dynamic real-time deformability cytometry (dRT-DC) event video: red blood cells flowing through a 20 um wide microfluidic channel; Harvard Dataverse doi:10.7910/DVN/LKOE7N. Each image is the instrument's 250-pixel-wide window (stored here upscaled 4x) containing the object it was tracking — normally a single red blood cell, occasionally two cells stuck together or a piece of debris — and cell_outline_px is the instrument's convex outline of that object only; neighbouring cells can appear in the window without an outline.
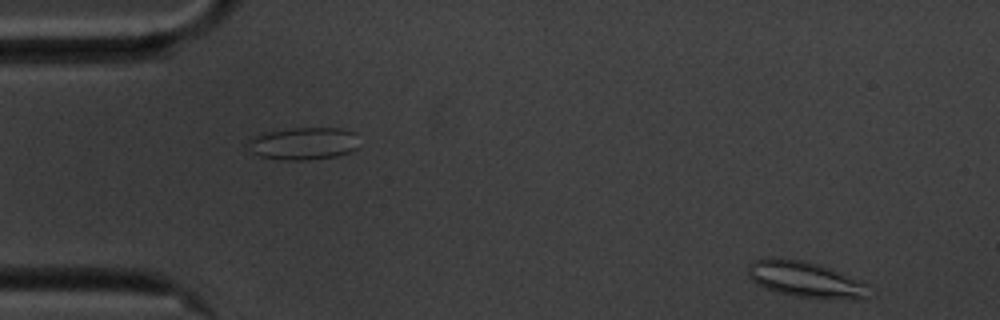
{"species": "common noctule bat (a hibernating species)", "species_latin": "Nyctalus noctula", "temperature_condition": "cold", "stored_images_in_passage": 54, "camera_frame_rate_fps": 3000, "um_per_image_px": 0.085, "animal": {"sex": "male", "body_mass_g": 20.1, "forearm_length_mm": 53.5}, "frame": {"image": 1, "passage_image": 1, "time_ms": 0.0, "image_size_px": [1000, 320], "cell_outline_px": [[868, 284], [864, 296], [860, 300], [796, 296], [780, 292], [756, 284], [748, 276], [748, 264], [752, 260], [804, 260], [864, 280]], "centroid_in_image_um": [68.5, 23.77], "position_along_channel_um": 16.5, "area_um2": 24.45}}
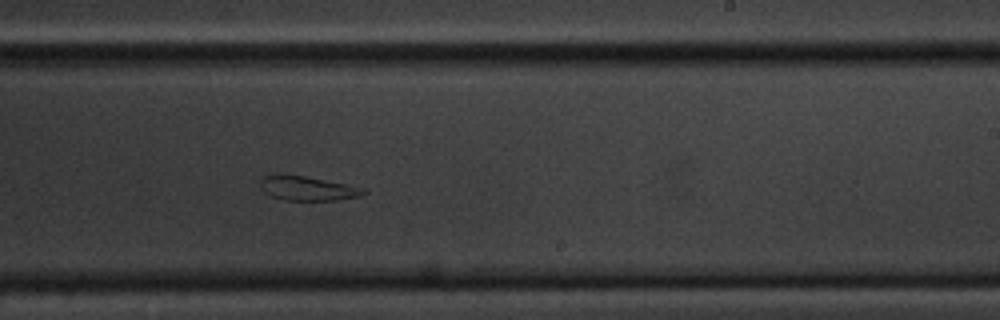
{"frame": {"image": 2, "passage_image": 31, "time_ms": 10.0, "image_size_px": [1000, 320], "cell_outline_px": [[368, 192], [360, 196], [336, 200], [284, 200], [268, 196], [260, 188], [260, 176], [268, 172], [280, 172], [304, 176], [348, 184], [368, 188]], "centroid_in_image_um": [26.05, 15.97], "position_along_channel_um": 262.9, "area_um2": 15.43}}
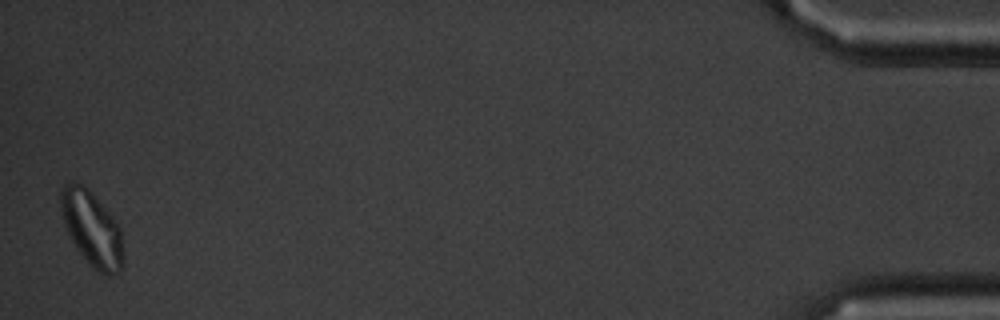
{"frame": {"image": 3, "passage_image": 53, "time_ms": 17.333, "image_size_px": [1000, 320], "cell_outline_px": [[124, 264], [120, 272], [108, 276], [104, 276], [96, 272], [88, 264], [76, 248], [68, 236], [64, 224], [60, 208], [60, 192], [64, 184], [72, 180], [76, 180], [84, 184], [88, 188], [112, 216], [120, 228], [124, 256]], "centroid_in_image_um": [7.8, 19.46], "position_along_channel_um": 427.4, "area_um2": 27.98}, "authors_computed_cell_mechanics": {"area_um2": 21.3282, "velocity_mm_per_s": 3.4645, "shape_relaxation_time_tau1_ms": null, "shape_relaxation_time_tau2_ms": 2.5629, "deformation_change_tau1": null, "deformation_change_tau2": 0.1159}}